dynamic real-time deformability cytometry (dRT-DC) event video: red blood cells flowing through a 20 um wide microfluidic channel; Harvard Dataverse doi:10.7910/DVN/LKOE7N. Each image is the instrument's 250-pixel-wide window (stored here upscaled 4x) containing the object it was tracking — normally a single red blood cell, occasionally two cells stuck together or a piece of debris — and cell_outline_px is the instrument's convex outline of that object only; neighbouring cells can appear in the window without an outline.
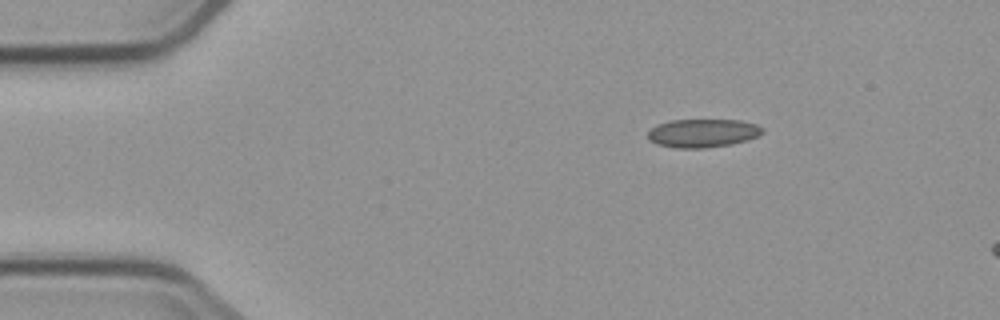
{"species": "common noctule bat (a hibernating species)", "species_latin": "Nyctalus noctula", "temperature_condition": "cold", "stored_images_in_passage": 4, "camera_frame_rate_fps": 3000, "um_per_image_px": 0.085, "animal": {"sex": "male", "body_mass_g": 23.1, "forearm_length_mm": 52.7}, "frame": {"image": 1, "passage_image": 1, "time_ms": 0.0, "image_size_px": [1000, 320], "cell_outline_px": [[764, 132], [748, 140], [732, 144], [704, 148], [676, 148], [656, 144], [648, 140], [648, 132], [652, 128], [660, 124], [672, 120], [740, 120], [756, 124], [764, 128]], "centroid_in_image_um": [59.75, 11.32], "position_along_channel_um": 25.3, "area_um2": 18.96}}